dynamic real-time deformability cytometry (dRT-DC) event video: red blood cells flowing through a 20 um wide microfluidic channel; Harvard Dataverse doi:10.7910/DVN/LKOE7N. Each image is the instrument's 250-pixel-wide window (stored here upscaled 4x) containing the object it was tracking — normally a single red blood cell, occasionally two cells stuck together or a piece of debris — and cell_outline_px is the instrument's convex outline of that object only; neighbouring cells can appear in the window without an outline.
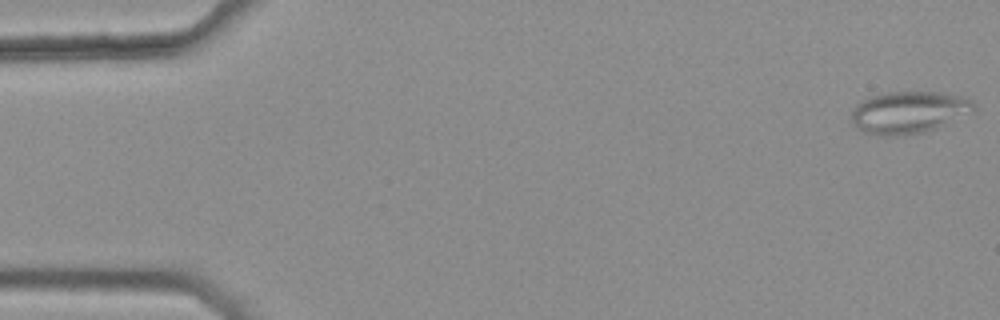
{"species": "common noctule bat (a hibernating species)", "species_latin": "Nyctalus noctula", "temperature_condition": "warm", "stored_images_in_passage": 47, "camera_frame_rate_fps": 3000, "um_per_image_px": 0.085, "animal": {"sex": "female", "body_mass_g": 25.1}, "frame": {"image": 1, "passage_image": 1, "time_ms": 0.0, "image_size_px": [1000, 320], "cell_outline_px": [[976, 108], [972, 112], [936, 128], [924, 132], [892, 136], [876, 136], [860, 132], [852, 124], [848, 116], [864, 100], [872, 96], [888, 92], [940, 92], [964, 96], [972, 100], [976, 104]], "centroid_in_image_um": [77.23, 9.56], "position_along_channel_um": 7.8, "area_um2": 30.23}}
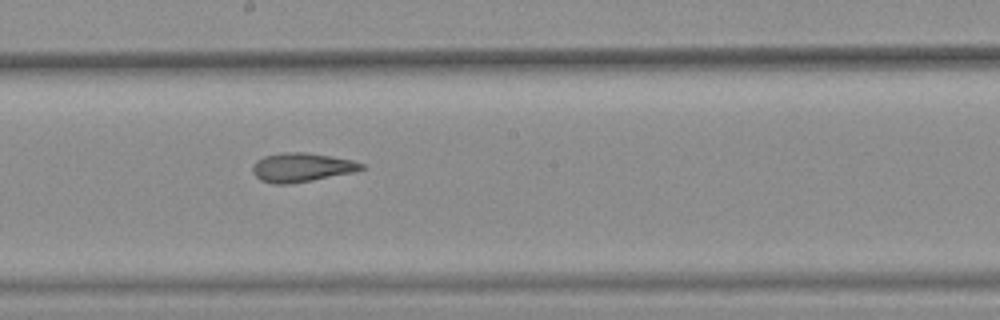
{"frame": {"image": 2, "passage_image": 29, "time_ms": 9.333, "image_size_px": [1000, 320], "cell_outline_px": [[364, 168], [352, 172], [312, 180], [288, 184], [272, 184], [260, 180], [252, 172], [252, 164], [256, 160], [264, 156], [284, 152], [304, 152], [332, 156], [352, 160], [364, 164]], "centroid_in_image_um": [25.59, 14.22], "position_along_channel_um": 222.6, "area_um2": 18.32}}
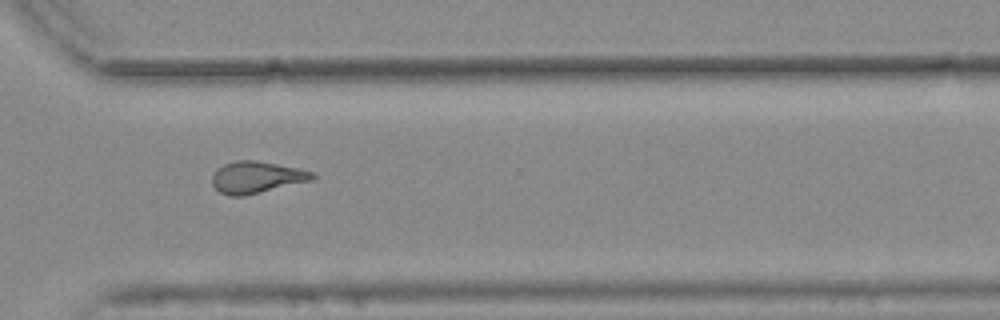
{"frame": {"image": 3, "passage_image": 39, "time_ms": 12.667, "image_size_px": [1000, 320], "cell_outline_px": [[316, 180], [244, 196], [228, 196], [220, 192], [212, 184], [212, 176], [216, 168], [224, 164], [236, 160], [256, 160], [300, 168], [312, 172], [316, 176]], "centroid_in_image_um": [21.84, 15.07], "position_along_channel_um": 348.8, "area_um2": 18.9}, "authors_computed_cell_mechanics": {"area_um2": 18.9006, "velocity_mm_per_s": 3.7866, "shape_relaxation_time_tau1_ms": null, "shape_relaxation_time_tau2_ms": 2.2006, "deformation_change_tau1": null, "deformation_change_tau2": 0.1156}}